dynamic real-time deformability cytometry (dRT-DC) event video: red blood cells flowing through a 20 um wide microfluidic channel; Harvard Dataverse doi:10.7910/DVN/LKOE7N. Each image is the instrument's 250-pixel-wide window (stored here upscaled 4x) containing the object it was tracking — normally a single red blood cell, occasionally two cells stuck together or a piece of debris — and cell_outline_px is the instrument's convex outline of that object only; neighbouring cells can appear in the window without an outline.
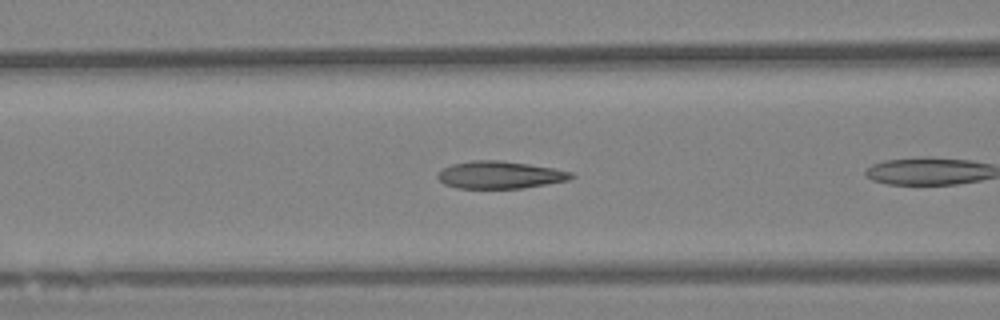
{"species": "Egyptian fruit bat (a non-hibernating species)", "species_latin": "Rousettus aegyptiacus", "temperature_condition": "warm", "stored_images_in_passage": 7, "camera_frame_rate_fps": 3000, "um_per_image_px": 0.085, "animal": {"sex": "female"}, "frame": {"image": 1, "passage_image": 3, "time_ms": 0.667, "image_size_px": [1000, 320], "cell_outline_px": [[576, 176], [568, 180], [524, 188], [456, 188], [444, 184], [436, 176], [444, 168], [452, 164], [472, 160], [500, 160], [528, 164], [552, 168], [572, 172]], "centroid_in_image_um": [42.49, 14.87], "position_along_channel_um": 124.1, "area_um2": 21.21}}
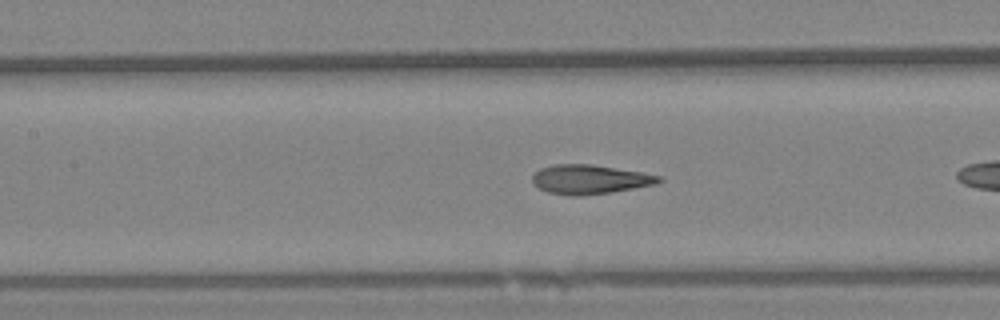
{"frame": {"image": 2, "passage_image": 6, "time_ms": 1.667, "image_size_px": [1000, 320], "cell_outline_px": [[664, 180], [656, 184], [612, 192], [580, 196], [568, 196], [548, 192], [540, 188], [532, 180], [532, 176], [540, 168], [556, 164], [592, 164], [640, 172], [660, 176]], "centroid_in_image_um": [50.14, 15.25], "position_along_channel_um": 157.3, "area_um2": 21.44}}